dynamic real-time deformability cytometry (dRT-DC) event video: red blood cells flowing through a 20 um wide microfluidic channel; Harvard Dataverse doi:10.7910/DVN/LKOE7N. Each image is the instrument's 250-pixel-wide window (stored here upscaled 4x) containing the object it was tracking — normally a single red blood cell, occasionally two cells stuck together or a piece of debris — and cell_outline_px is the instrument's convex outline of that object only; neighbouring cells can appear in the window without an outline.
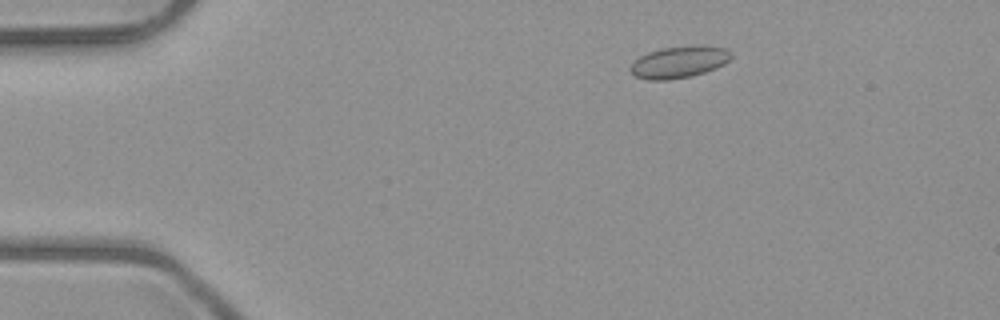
{"species": "common noctule bat (a hibernating species)", "species_latin": "Nyctalus noctula", "temperature_condition": "room temperature", "stored_images_in_passage": 3, "camera_frame_rate_fps": 3000, "um_per_image_px": 0.085, "animal": {"sex": "male", "body_mass_g": 23.1, "forearm_length_mm": 52.7}, "frame": {"image": 1, "passage_image": 1, "time_ms": 0.0, "image_size_px": [1000, 320], "cell_outline_px": [[732, 56], [724, 64], [716, 68], [692, 76], [668, 80], [648, 80], [636, 76], [628, 68], [640, 56], [648, 52], [664, 48], [692, 44], [704, 44], [728, 48], [732, 52]], "centroid_in_image_um": [57.78, 5.25], "position_along_channel_um": 27.2, "area_um2": 18.96}}
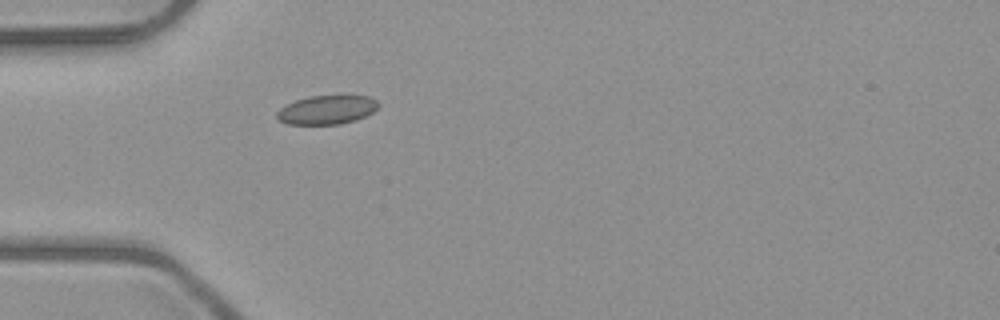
{"frame": {"image": 2, "passage_image": 3, "time_ms": 2.333, "image_size_px": [1000, 320], "cell_outline_px": [[380, 104], [372, 112], [356, 120], [340, 124], [288, 124], [280, 120], [276, 116], [276, 112], [280, 108], [296, 100], [308, 96], [344, 92], [368, 96], [376, 100]], "centroid_in_image_um": [27.83, 9.27], "position_along_channel_um": 57.2, "area_um2": 17.74}}